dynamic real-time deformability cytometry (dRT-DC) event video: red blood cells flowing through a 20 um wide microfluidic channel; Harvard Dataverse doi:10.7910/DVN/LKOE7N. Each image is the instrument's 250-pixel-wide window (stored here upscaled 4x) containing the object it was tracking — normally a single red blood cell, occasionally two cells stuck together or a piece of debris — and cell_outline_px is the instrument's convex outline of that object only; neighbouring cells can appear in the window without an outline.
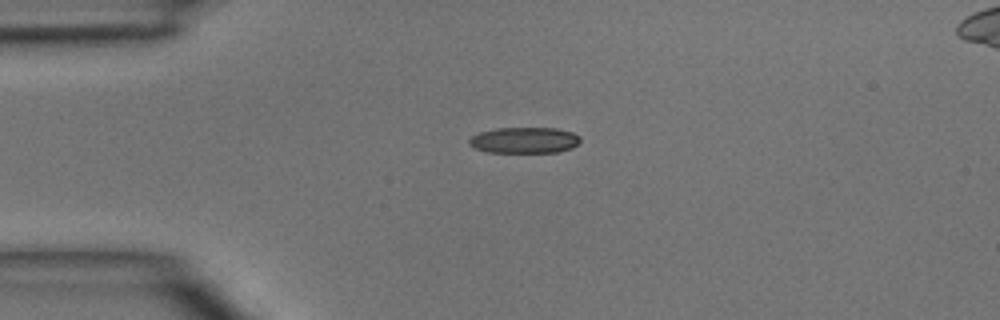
{"species": "common noctule bat (a hibernating species)", "species_latin": "Nyctalus noctula", "temperature_condition": "room temperature", "stored_images_in_passage": 36, "camera_frame_rate_fps": 3000, "um_per_image_px": 0.085, "animal": {"sex": "male", "body_mass_g": 15.6}, "frame": {"image": 1, "passage_image": 1, "time_ms": 0.0, "image_size_px": [1000, 320], "cell_outline_px": [[580, 140], [572, 148], [560, 152], [488, 152], [476, 148], [468, 144], [468, 140], [472, 136], [480, 132], [496, 128], [556, 128], [572, 132], [580, 136]], "centroid_in_image_um": [44.58, 11.91], "position_along_channel_um": 40.4, "area_um2": 16.82}}
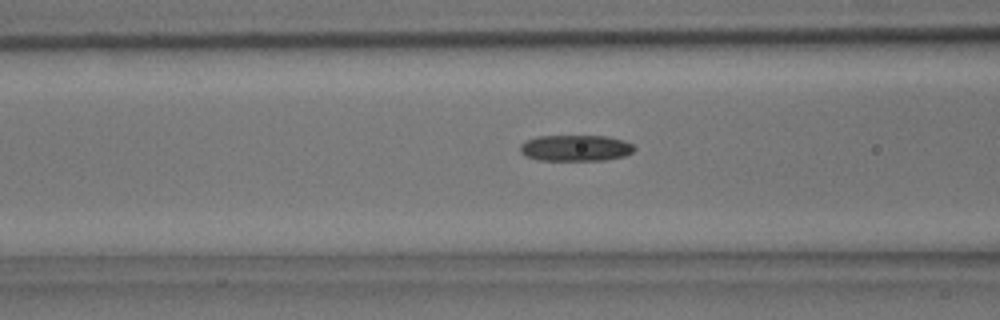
{"frame": {"image": 2, "passage_image": 8, "time_ms": 2.333, "image_size_px": [1000, 320], "cell_outline_px": [[636, 148], [632, 152], [624, 156], [604, 160], [540, 160], [524, 156], [520, 152], [520, 144], [524, 140], [536, 136], [608, 136], [624, 140], [632, 144]], "centroid_in_image_um": [48.89, 12.57], "position_along_channel_um": 117.7, "area_um2": 17.57}}
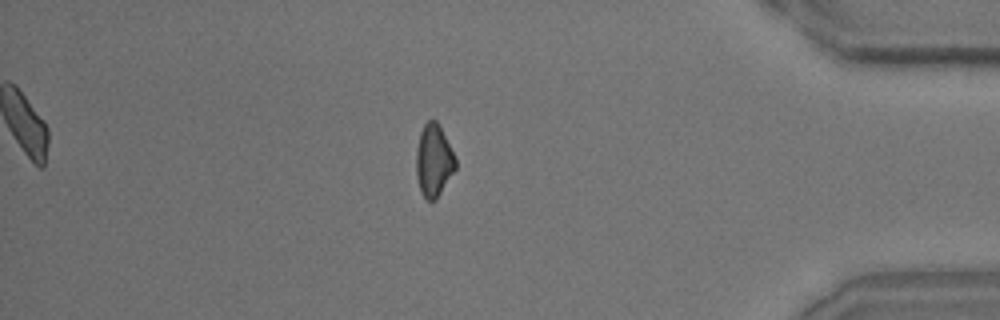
{"frame": {"image": 3, "passage_image": 30, "time_ms": 9.667, "image_size_px": [1000, 320], "cell_outline_px": [[456, 168], [436, 200], [428, 200], [420, 192], [416, 176], [416, 148], [420, 132], [424, 124], [428, 120], [436, 120], [440, 124], [456, 160]], "centroid_in_image_um": [36.85, 13.63], "position_along_channel_um": 398.3, "area_um2": 16.65}}